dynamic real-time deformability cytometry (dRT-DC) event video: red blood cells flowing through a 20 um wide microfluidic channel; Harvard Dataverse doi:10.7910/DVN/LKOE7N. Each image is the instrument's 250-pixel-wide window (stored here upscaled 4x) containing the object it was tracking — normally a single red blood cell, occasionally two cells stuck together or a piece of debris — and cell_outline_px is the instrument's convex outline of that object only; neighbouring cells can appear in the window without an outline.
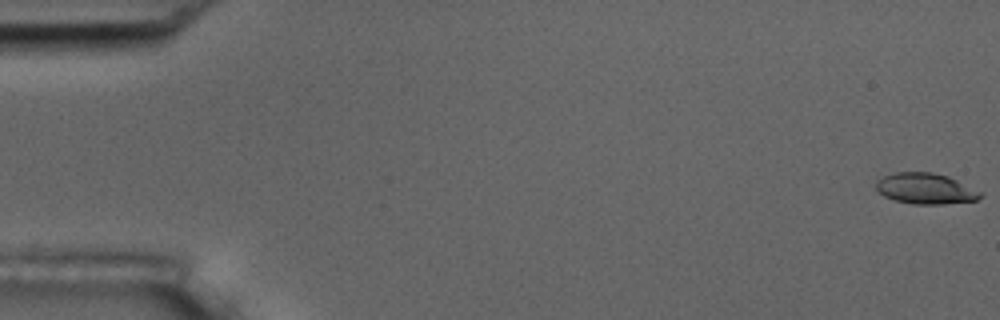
{"species": "common noctule bat (a hibernating species)", "species_latin": "Nyctalus noctula", "temperature_condition": "room temperature", "stored_images_in_passage": 6, "camera_frame_rate_fps": 3000, "um_per_image_px": 0.085, "animal": {"sex": "male", "body_mass_g": 17.5, "forearm_length_mm": 52.3}, "frame": {"image": 1, "passage_image": 1, "time_ms": 0.0, "image_size_px": [1000, 320], "cell_outline_px": [[984, 192], [976, 200], [944, 204], [912, 204], [896, 200], [884, 196], [876, 188], [876, 180], [884, 176], [896, 172], [932, 172], [948, 176]], "centroid_in_image_um": [78.69, 16.02], "position_along_channel_um": 6.3, "area_um2": 18.73}}
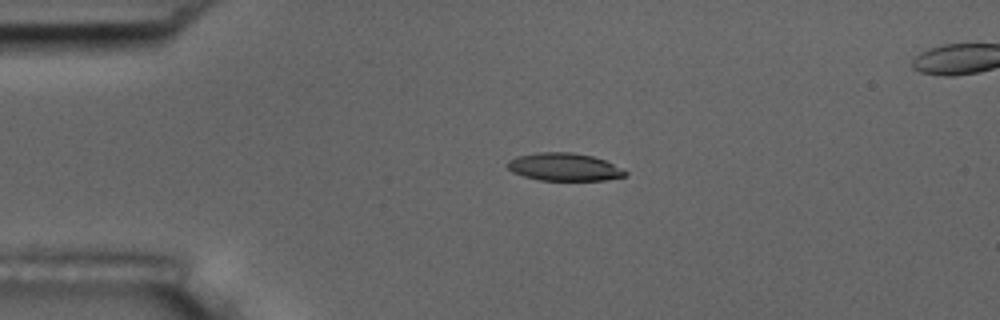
{"frame": {"image": 2, "passage_image": 4, "time_ms": 4.0, "image_size_px": [1000, 320], "cell_outline_px": [[628, 172], [624, 176], [604, 180], [540, 180], [524, 176], [512, 172], [508, 168], [508, 160], [516, 156], [540, 152], [572, 152], [592, 156], [604, 160], [624, 168]], "centroid_in_image_um": [47.97, 14.19], "position_along_channel_um": 37.0, "area_um2": 19.02}}